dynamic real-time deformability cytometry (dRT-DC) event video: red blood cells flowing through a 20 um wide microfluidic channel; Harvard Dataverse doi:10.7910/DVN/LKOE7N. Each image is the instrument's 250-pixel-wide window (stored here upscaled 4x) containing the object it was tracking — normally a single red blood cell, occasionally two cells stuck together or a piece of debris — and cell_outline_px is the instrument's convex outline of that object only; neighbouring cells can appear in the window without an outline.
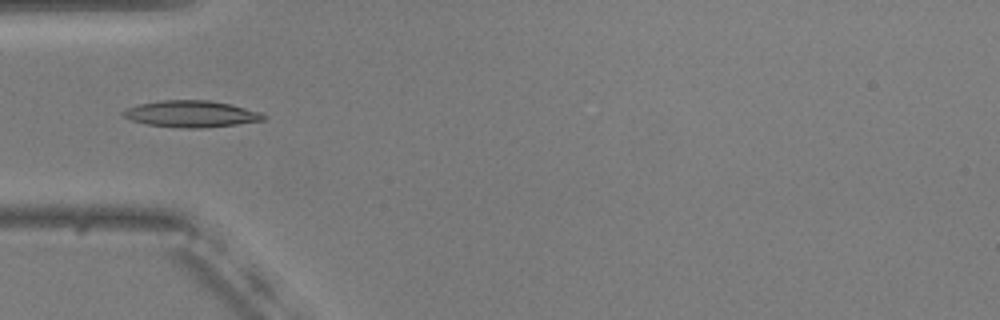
{"species": "common noctule bat (a hibernating species)", "species_latin": "Nyctalus noctula", "temperature_condition": "warm", "stored_images_in_passage": 41, "camera_frame_rate_fps": 3000, "um_per_image_px": 0.085, "animal": {"sex": "male", "body_mass_g": 20.5, "forearm_length_mm": 52.5}, "frame": {"image": 1, "passage_image": 17, "time_ms": 5.333, "image_size_px": [1000, 320], "cell_outline_px": [[268, 116], [264, 120], [236, 124], [204, 128], [184, 128], [148, 124], [132, 120], [124, 116], [120, 112], [128, 108], [140, 104], [160, 100], [208, 100], [232, 104], [260, 112]], "centroid_in_image_um": [16.29, 9.68], "position_along_channel_um": 68.7, "area_um2": 21.62}}
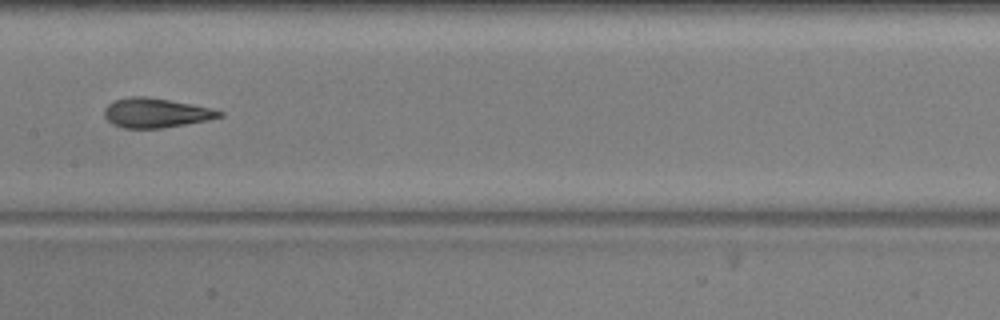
{"frame": {"image": 2, "passage_image": 27, "time_ms": 8.667, "image_size_px": [1000, 320], "cell_outline_px": [[224, 116], [208, 120], [164, 128], [124, 128], [112, 124], [104, 116], [104, 108], [108, 104], [116, 100], [132, 96], [148, 96], [192, 104], [212, 108], [224, 112]], "centroid_in_image_um": [13.27, 9.59], "position_along_channel_um": 194.1, "area_um2": 19.88}}
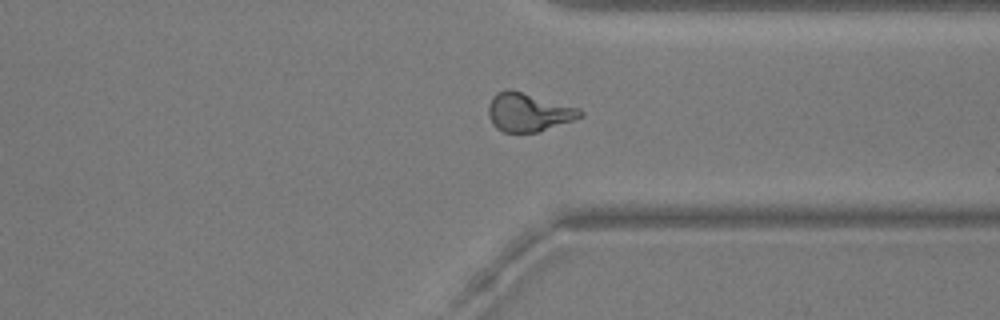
{"frame": {"image": 3, "passage_image": 41, "time_ms": 13.333, "image_size_px": [1000, 320], "cell_outline_px": [[584, 116], [536, 132], [504, 132], [496, 128], [492, 124], [488, 116], [488, 104], [492, 96], [496, 92], [520, 92], [580, 108], [584, 112]], "centroid_in_image_um": [44.9, 9.57], "position_along_channel_um": 366.5, "area_um2": 20.06}, "authors_computed_cell_mechanics": {"area_um2": 19.4208, "velocity_mm_per_s": 3.7197, "shape_relaxation_time_tau1_ms": 4.2682, "shape_relaxation_time_tau2_ms": 1.7934, "deformation_change_tau1": 0.1727, "deformation_change_tau2": 0.0923}}